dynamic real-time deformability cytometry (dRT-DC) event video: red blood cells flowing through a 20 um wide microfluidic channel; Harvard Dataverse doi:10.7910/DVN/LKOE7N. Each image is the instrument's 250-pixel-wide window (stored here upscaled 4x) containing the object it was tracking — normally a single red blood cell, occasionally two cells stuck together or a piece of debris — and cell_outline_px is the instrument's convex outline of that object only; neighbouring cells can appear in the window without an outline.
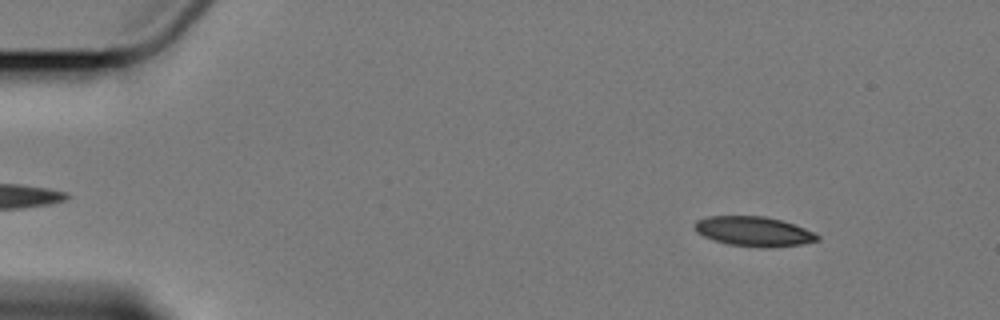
{"species": "Egyptian fruit bat (a non-hibernating species)", "species_latin": "Rousettus aegyptiacus", "temperature_condition": "cold", "stored_images_in_passage": 6, "camera_frame_rate_fps": 3000, "um_per_image_px": 0.085, "animal": {"sex": "female"}, "frame": {"image": 1, "passage_image": 2, "time_ms": 1.0, "image_size_px": [1000, 320], "cell_outline_px": [[820, 240], [800, 244], [768, 248], [764, 248], [728, 244], [704, 236], [696, 232], [692, 228], [692, 224], [696, 220], [708, 216], [764, 216], [780, 220], [804, 228], [820, 236]], "centroid_in_image_um": [64.02, 19.66], "position_along_channel_um": 21.0, "area_um2": 21.21}}
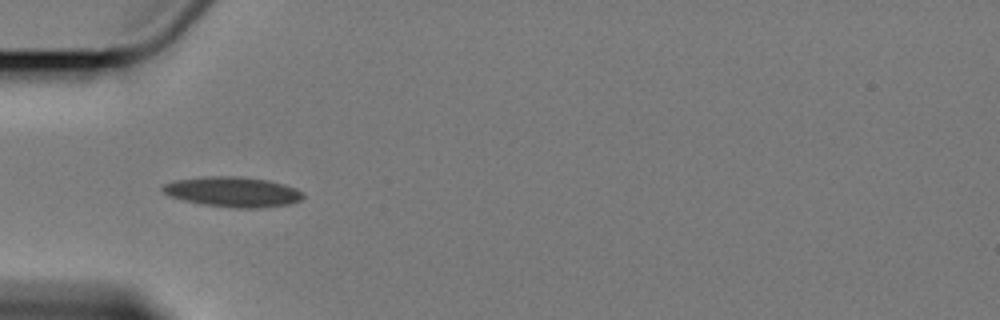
{"frame": {"image": 2, "passage_image": 5, "time_ms": 5.0, "image_size_px": [1000, 320], "cell_outline_px": [[304, 196], [300, 200], [292, 204], [260, 208], [232, 208], [204, 204], [184, 200], [168, 196], [160, 188], [164, 184], [176, 180], [208, 176], [236, 176], [268, 180], [284, 184], [296, 188], [304, 192]], "centroid_in_image_um": [19.82, 16.31], "position_along_channel_um": 65.2, "area_um2": 24.74}}
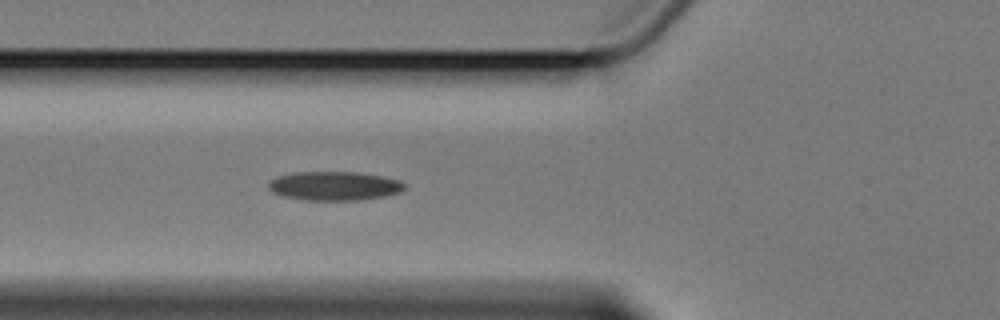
{"frame": {"image": 3, "passage_image": 6, "time_ms": 6.0, "image_size_px": [1000, 320], "cell_outline_px": [[404, 188], [400, 192], [384, 196], [360, 200], [304, 200], [280, 196], [272, 192], [268, 188], [268, 184], [276, 176], [292, 172], [356, 172], [380, 176], [400, 180], [404, 184]], "centroid_in_image_um": [28.37, 15.8], "position_along_channel_um": 97.4, "area_um2": 23.0}}